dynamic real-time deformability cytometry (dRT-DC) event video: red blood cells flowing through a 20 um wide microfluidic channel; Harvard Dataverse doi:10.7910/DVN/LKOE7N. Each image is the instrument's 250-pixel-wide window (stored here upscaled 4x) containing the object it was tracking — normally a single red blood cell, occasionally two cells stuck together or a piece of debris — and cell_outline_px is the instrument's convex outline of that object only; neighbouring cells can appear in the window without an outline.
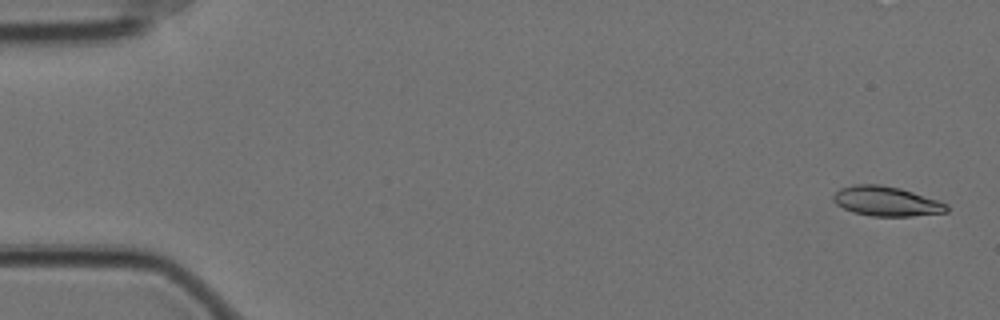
{"species": "Egyptian fruit bat (a non-hibernating species)", "species_latin": "Rousettus aegyptiacus", "temperature_condition": "cold", "stored_images_in_passage": 58, "camera_frame_rate_fps": 3000, "um_per_image_px": 0.085, "animal": {"sex": "female"}, "frame": {"image": 1, "passage_image": 2, "time_ms": 0.333, "image_size_px": [1000, 320], "cell_outline_px": [[948, 212], [912, 216], [872, 216], [852, 212], [836, 204], [832, 200], [832, 196], [840, 188], [852, 184], [880, 184], [900, 188], [948, 204]], "centroid_in_image_um": [75.3, 17.1], "position_along_channel_um": 9.7, "area_um2": 19.59}}
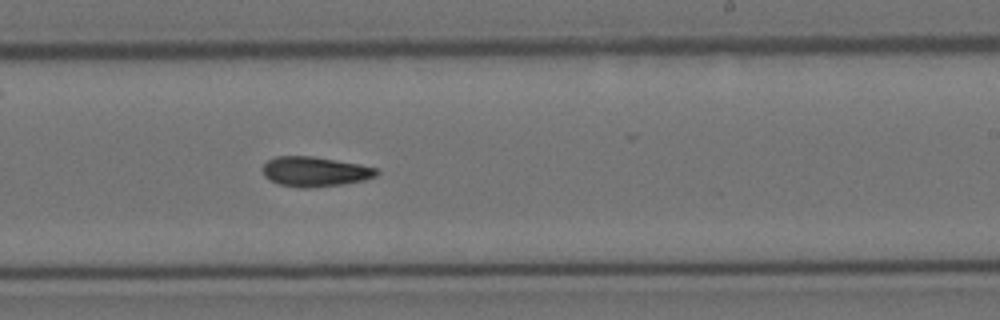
{"frame": {"image": 2, "passage_image": 35, "time_ms": 11.333, "image_size_px": [1000, 320], "cell_outline_px": [[380, 172], [376, 176], [364, 180], [340, 184], [308, 188], [300, 188], [280, 184], [268, 180], [264, 176], [260, 168], [268, 160], [276, 156], [312, 156], [360, 164], [376, 168]], "centroid_in_image_um": [26.73, 14.58], "position_along_channel_um": 262.3, "area_um2": 19.88}}
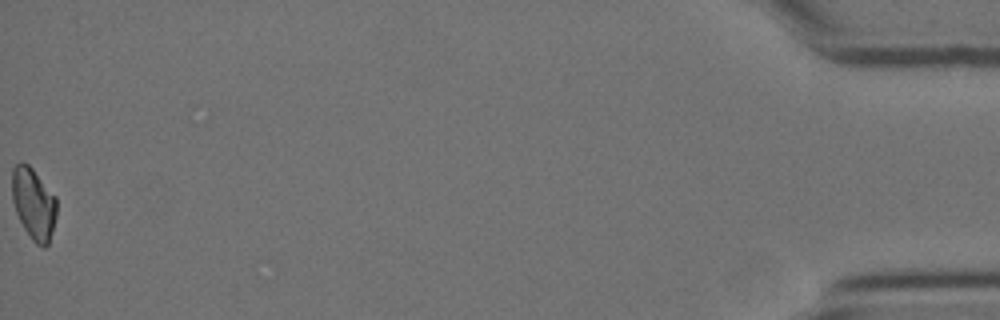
{"frame": {"image": 3, "passage_image": 58, "time_ms": 19.0, "image_size_px": [1000, 320], "cell_outline_px": [[56, 216], [48, 244], [44, 248], [36, 244], [32, 240], [24, 228], [16, 212], [12, 200], [12, 168], [20, 160], [28, 164], [32, 168], [56, 196]], "centroid_in_image_um": [2.85, 17.28], "position_along_channel_um": 432.4, "area_um2": 18.61}, "authors_computed_cell_mechanics": {"area_um2": 19.5653, "velocity_mm_per_s": 3.5114, "shape_relaxation_time_tau1_ms": 6.9607, "shape_relaxation_time_tau2_ms": null, "deformation_change_tau1": 0.1671, "deformation_change_tau2": null}}